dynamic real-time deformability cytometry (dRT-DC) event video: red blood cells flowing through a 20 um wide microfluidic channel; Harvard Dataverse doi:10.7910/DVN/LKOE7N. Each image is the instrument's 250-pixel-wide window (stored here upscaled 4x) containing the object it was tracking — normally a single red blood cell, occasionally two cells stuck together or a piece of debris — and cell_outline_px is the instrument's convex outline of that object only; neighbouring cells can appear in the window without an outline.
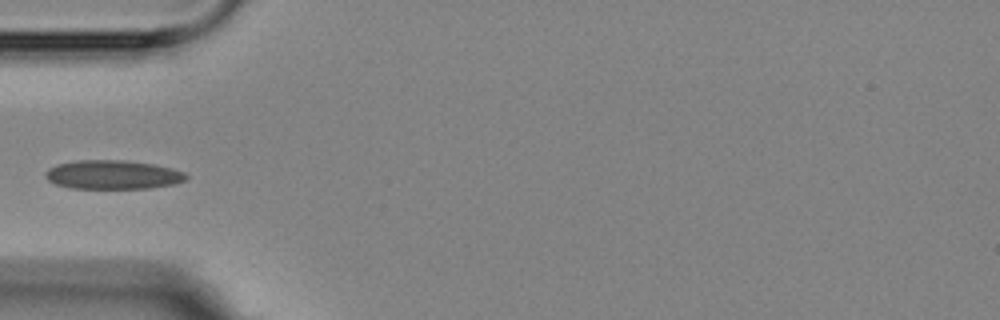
{"species": "Egyptian fruit bat (a non-hibernating species)", "species_latin": "Rousettus aegyptiacus", "temperature_condition": "room temperature", "stored_images_in_passage": 10, "camera_frame_rate_fps": 3000, "um_per_image_px": 0.085, "animal": {"sex": "female"}, "frame": {"image": 1, "passage_image": 5, "time_ms": 4.667, "image_size_px": [1000, 320], "cell_outline_px": [[188, 180], [176, 184], [152, 188], [72, 188], [56, 184], [48, 180], [44, 176], [44, 172], [48, 168], [56, 164], [76, 160], [120, 160], [152, 164], [172, 168], [184, 172], [188, 176]], "centroid_in_image_um": [9.59, 14.85], "position_along_channel_um": 75.4, "area_um2": 23.87}}
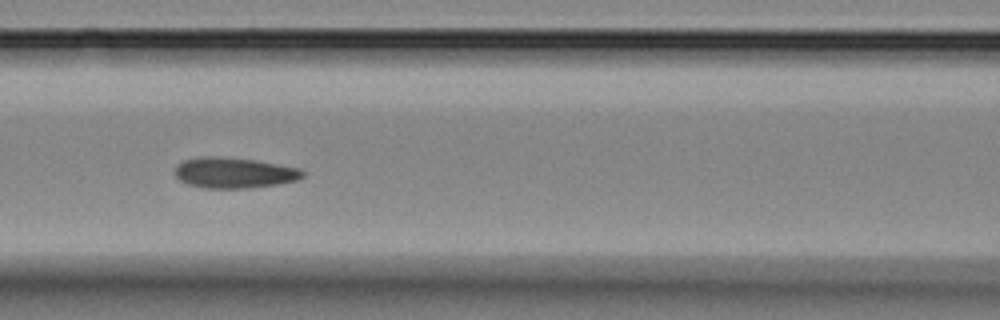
{"frame": {"image": 2, "passage_image": 7, "time_ms": 6.667, "image_size_px": [1000, 320], "cell_outline_px": [[304, 176], [300, 180], [280, 184], [248, 188], [204, 188], [188, 184], [180, 180], [172, 172], [176, 164], [184, 160], [204, 156], [212, 156], [256, 160], [300, 168], [304, 172]], "centroid_in_image_um": [19.9, 14.69], "position_along_channel_um": 146.7, "area_um2": 23.06}}
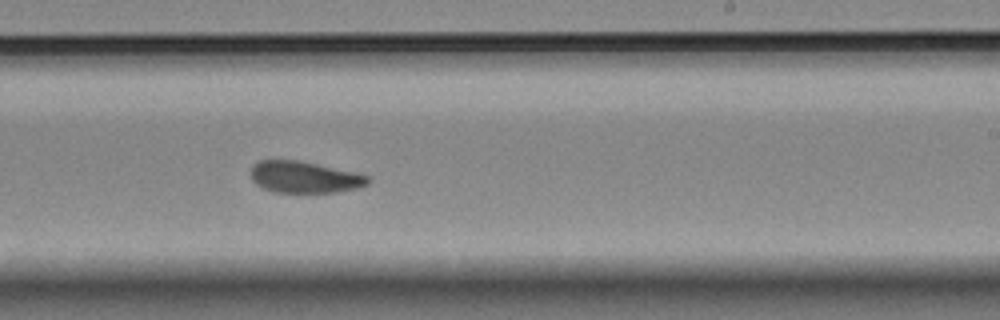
{"frame": {"image": 3, "passage_image": 10, "time_ms": 10.0, "image_size_px": [1000, 320], "cell_outline_px": [[372, 180], [368, 184], [356, 188], [336, 192], [276, 192], [264, 188], [256, 184], [252, 180], [252, 164], [260, 160], [296, 160], [356, 172], [368, 176]], "centroid_in_image_um": [25.89, 15.05], "position_along_channel_um": 263.1, "area_um2": 21.39}}